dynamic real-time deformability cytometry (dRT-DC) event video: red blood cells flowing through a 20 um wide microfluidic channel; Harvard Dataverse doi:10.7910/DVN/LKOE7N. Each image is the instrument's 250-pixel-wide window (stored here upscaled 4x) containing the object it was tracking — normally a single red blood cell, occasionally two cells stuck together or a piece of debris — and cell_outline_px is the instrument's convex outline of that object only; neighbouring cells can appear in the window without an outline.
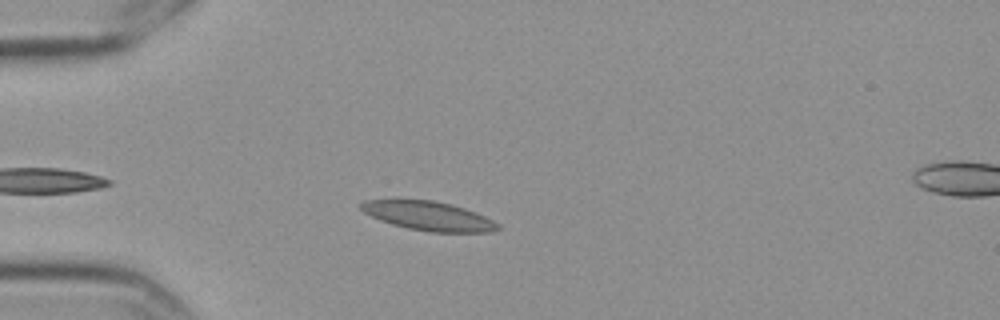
{"species": "Egyptian fruit bat (a non-hibernating species)", "species_latin": "Rousettus aegyptiacus", "temperature_condition": "cold", "stored_images_in_passage": 15, "camera_frame_rate_fps": 3000, "um_per_image_px": 0.085, "frame": {"image": 1, "passage_image": 4, "time_ms": 1.0, "image_size_px": [1000, 320], "cell_outline_px": [[500, 228], [492, 232], [432, 232], [408, 228], [392, 224], [380, 220], [364, 212], [360, 208], [360, 204], [364, 200], [396, 196], [436, 200], [452, 204], [476, 212], [500, 224]], "centroid_in_image_um": [36.34, 18.29], "position_along_channel_um": 48.7, "area_um2": 24.1}}
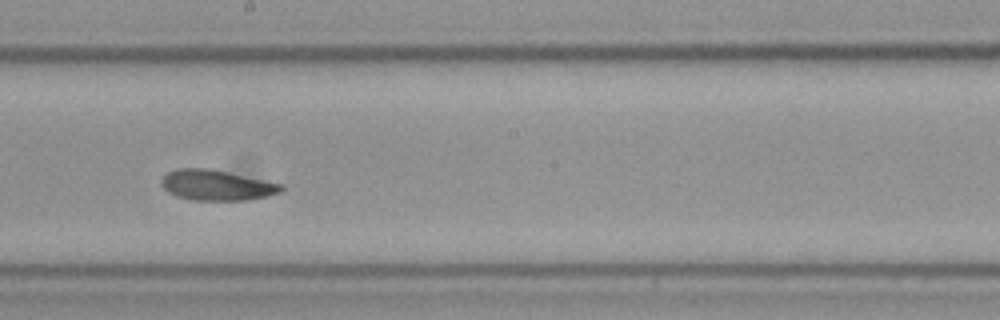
{"frame": {"image": 2, "passage_image": 9, "time_ms": 2.667, "image_size_px": [1000, 320], "cell_outline_px": [[284, 188], [280, 192], [268, 196], [244, 200], [192, 200], [176, 196], [168, 192], [160, 184], [160, 180], [168, 172], [180, 168], [208, 168], [284, 184]], "centroid_in_image_um": [18.41, 15.74], "position_along_channel_um": 229.8, "area_um2": 21.21}}
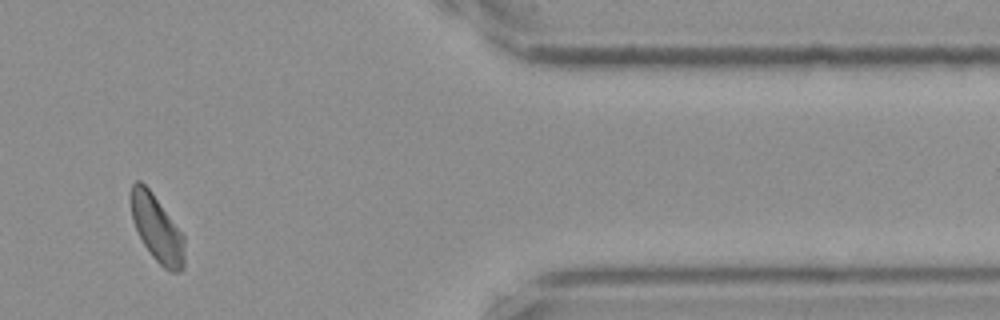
{"frame": {"image": 3, "passage_image": 13, "time_ms": 4.0, "image_size_px": [1000, 320], "cell_outline_px": [[184, 268], [180, 272], [172, 272], [164, 268], [152, 256], [144, 244], [132, 220], [128, 196], [132, 184], [136, 180], [140, 180], [152, 192], [184, 236]], "centroid_in_image_um": [13.31, 19.39], "position_along_channel_um": 398.1, "area_um2": 20.87}}